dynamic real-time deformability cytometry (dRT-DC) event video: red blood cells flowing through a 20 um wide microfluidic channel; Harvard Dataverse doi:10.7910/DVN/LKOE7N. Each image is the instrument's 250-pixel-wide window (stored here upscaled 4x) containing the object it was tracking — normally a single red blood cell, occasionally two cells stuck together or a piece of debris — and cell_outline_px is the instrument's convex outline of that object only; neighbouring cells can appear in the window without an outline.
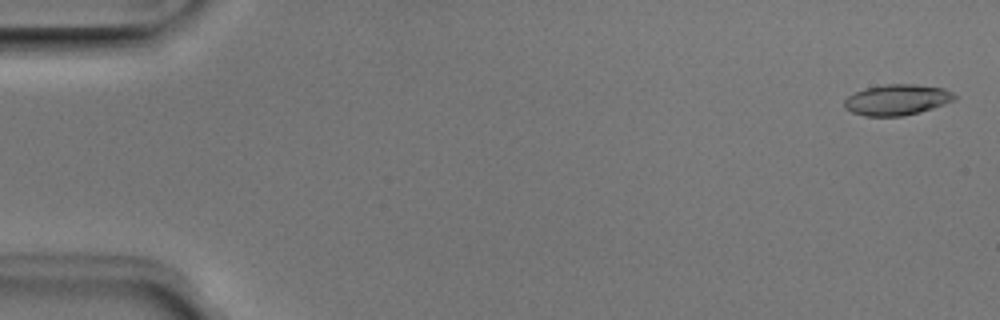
{"species": "Egyptian fruit bat (a non-hibernating species)", "species_latin": "Rousettus aegyptiacus", "temperature_condition": "room temperature", "stored_images_in_passage": 52, "camera_frame_rate_fps": 3000, "um_per_image_px": 0.085, "animal": {"sex": "male"}, "frame": {"image": 1, "passage_image": 2, "time_ms": 0.333, "image_size_px": [1000, 320], "cell_outline_px": [[956, 100], [932, 108], [904, 116], [864, 116], [852, 112], [844, 108], [844, 100], [848, 96], [864, 88], [884, 84], [916, 84], [944, 88], [952, 92], [956, 96]], "centroid_in_image_um": [76.24, 8.47], "position_along_channel_um": 8.8, "area_um2": 19.83}}
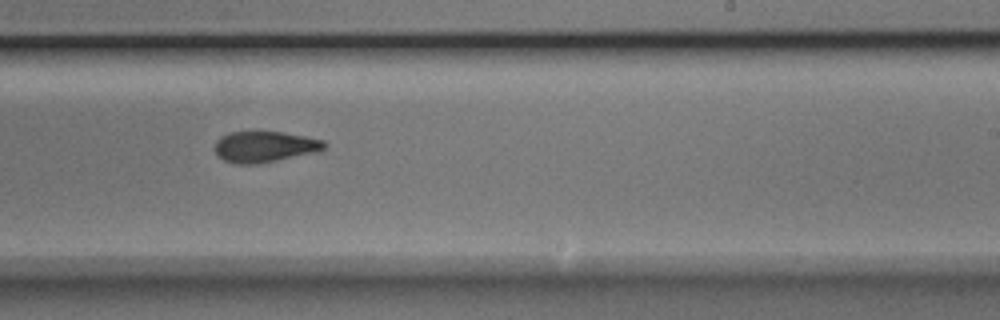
{"frame": {"image": 2, "passage_image": 32, "time_ms": 10.333, "image_size_px": [1000, 320], "cell_outline_px": [[328, 144], [324, 148], [312, 152], [276, 160], [256, 164], [236, 164], [224, 160], [216, 152], [216, 140], [220, 136], [228, 132], [284, 132], [324, 140]], "centroid_in_image_um": [22.47, 12.46], "position_along_channel_um": 266.5, "area_um2": 19.42}}
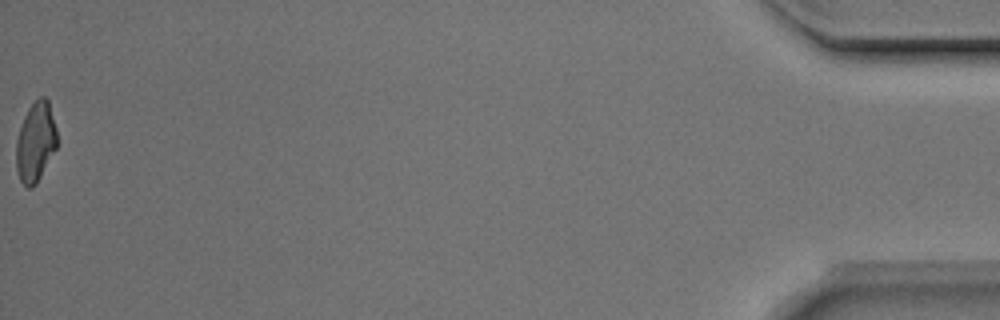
{"frame": {"image": 3, "passage_image": 52, "time_ms": 17.0, "image_size_px": [1000, 320], "cell_outline_px": [[56, 148], [36, 184], [32, 188], [28, 188], [20, 180], [16, 168], [16, 140], [24, 116], [28, 108], [40, 96], [44, 96], [48, 100], [56, 128]], "centroid_in_image_um": [3.01, 12.07], "position_along_channel_um": 432.2, "area_um2": 18.79}, "authors_computed_cell_mechanics": {"area_um2": 19.8254, "velocity_mm_per_s": 3.9814, "shape_relaxation_time_tau1_ms": 3.6134, "shape_relaxation_time_tau2_ms": 3.8645, "deformation_change_tau1": 0.1243, "deformation_change_tau2": 0.1122}}